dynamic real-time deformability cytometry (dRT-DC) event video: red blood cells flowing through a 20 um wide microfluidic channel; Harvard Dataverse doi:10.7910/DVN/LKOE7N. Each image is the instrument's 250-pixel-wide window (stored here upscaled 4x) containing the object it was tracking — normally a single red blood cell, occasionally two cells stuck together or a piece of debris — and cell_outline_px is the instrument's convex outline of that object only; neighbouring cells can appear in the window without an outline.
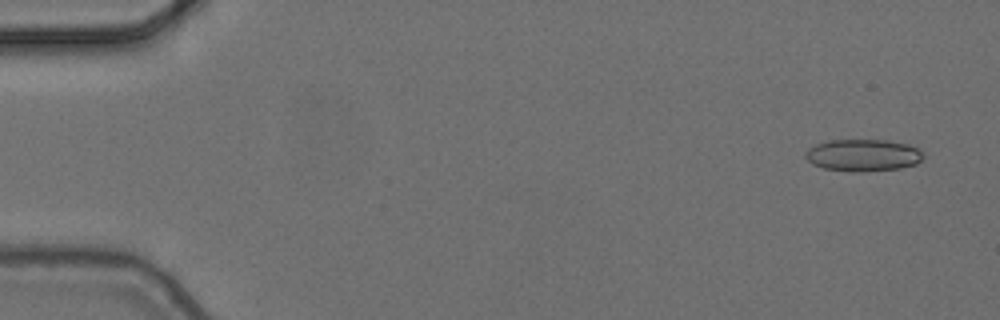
{"species": "common noctule bat (a hibernating species)", "species_latin": "Nyctalus noctula", "temperature_condition": "cold", "stored_images_in_passage": 6, "camera_frame_rate_fps": 3000, "um_per_image_px": 0.085, "animal": {"sex": "female", "body_mass_g": 24.6, "forearm_length_mm": 56.2}, "frame": {"image": 1, "passage_image": 1, "time_ms": 0.0, "image_size_px": [1000, 320], "cell_outline_px": [[924, 156], [916, 164], [900, 168], [860, 172], [856, 172], [824, 168], [812, 164], [804, 156], [804, 152], [808, 148], [816, 144], [828, 140], [888, 140], [908, 144], [916, 148]], "centroid_in_image_um": [73.32, 13.19], "position_along_channel_um": 11.7, "area_um2": 21.96}}
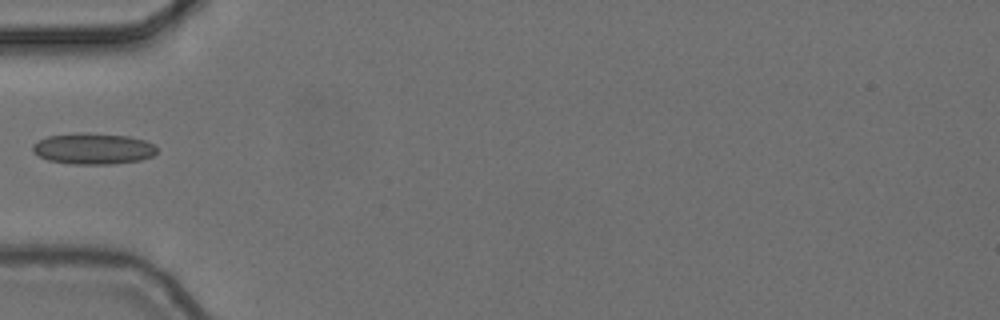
{"frame": {"image": 2, "passage_image": 5, "time_ms": 1.333, "image_size_px": [1000, 320], "cell_outline_px": [[156, 152], [152, 156], [140, 160], [112, 164], [68, 164], [48, 160], [32, 152], [32, 144], [48, 136], [72, 132], [88, 132], [128, 136], [144, 140], [152, 144], [156, 148]], "centroid_in_image_um": [7.88, 12.63], "position_along_channel_um": 77.1, "area_um2": 22.72}}
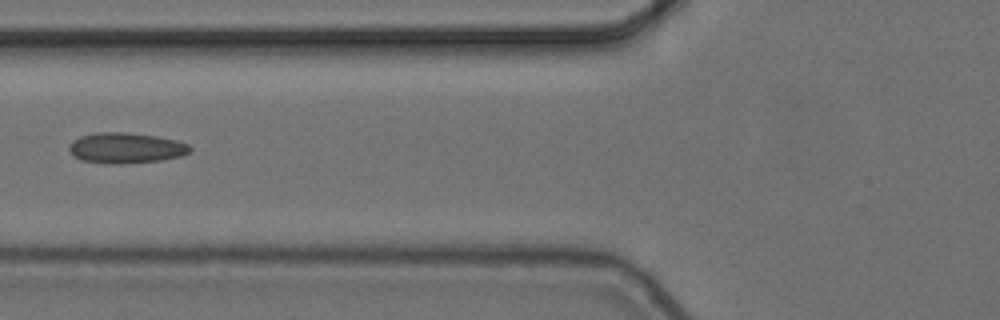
{"frame": {"image": 3, "passage_image": 6, "time_ms": 1.667, "image_size_px": [1000, 320], "cell_outline_px": [[192, 148], [188, 152], [180, 156], [160, 160], [124, 164], [104, 164], [80, 160], [68, 148], [68, 144], [72, 140], [80, 136], [96, 132], [124, 132], [156, 136], [176, 140], [188, 144]], "centroid_in_image_um": [10.66, 12.58], "position_along_channel_um": 115.1, "area_um2": 21.62}}